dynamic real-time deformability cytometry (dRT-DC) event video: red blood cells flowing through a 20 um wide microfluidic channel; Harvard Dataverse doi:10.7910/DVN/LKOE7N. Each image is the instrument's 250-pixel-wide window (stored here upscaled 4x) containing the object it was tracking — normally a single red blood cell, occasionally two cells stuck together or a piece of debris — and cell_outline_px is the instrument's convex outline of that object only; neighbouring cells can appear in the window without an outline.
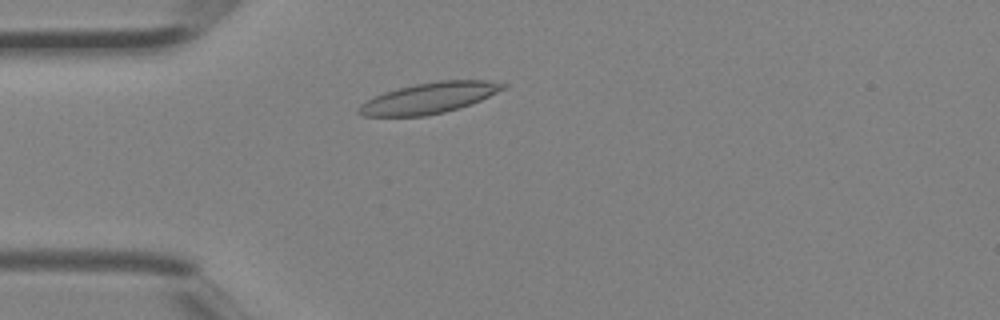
{"species": "Egyptian fruit bat (a non-hibernating species)", "species_latin": "Rousettus aegyptiacus", "temperature_condition": "room temperature", "stored_images_in_passage": 2, "camera_frame_rate_fps": 3000, "um_per_image_px": 0.085, "animal": {"sex": "female"}, "frame": {"image": 1, "passage_image": 2, "time_ms": 0.333, "image_size_px": [1000, 320], "cell_outline_px": [[508, 84], [504, 88], [480, 100], [444, 112], [424, 116], [360, 116], [356, 112], [356, 108], [360, 104], [384, 92], [396, 88], [416, 84], [440, 80], [484, 80]], "centroid_in_image_um": [36.4, 8.33], "position_along_channel_um": 48.6, "area_um2": 25.61}}